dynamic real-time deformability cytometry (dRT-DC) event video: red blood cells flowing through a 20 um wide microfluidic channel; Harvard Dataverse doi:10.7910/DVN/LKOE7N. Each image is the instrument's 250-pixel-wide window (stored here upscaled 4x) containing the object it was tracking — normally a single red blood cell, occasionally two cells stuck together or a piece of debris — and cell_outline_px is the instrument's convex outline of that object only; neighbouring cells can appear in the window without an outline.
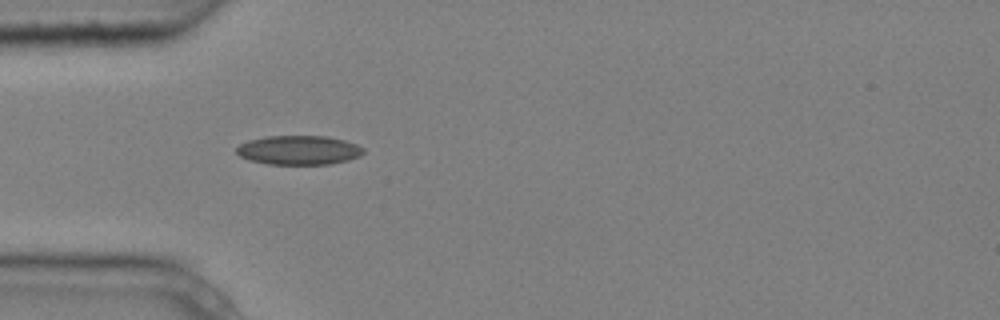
{"species": "common noctule bat (a hibernating species)", "species_latin": "Nyctalus noctula", "temperature_condition": "cold", "stored_images_in_passage": 4, "camera_frame_rate_fps": 3000, "um_per_image_px": 0.085, "animal": {"sex": "male", "body_mass_g": 20.4}, "frame": {"image": 1, "passage_image": 3, "time_ms": 0.667, "image_size_px": [1000, 320], "cell_outline_px": [[364, 152], [360, 156], [348, 160], [332, 164], [268, 164], [248, 160], [240, 156], [236, 152], [236, 148], [240, 144], [248, 140], [264, 136], [328, 136], [344, 140], [356, 144], [364, 148]], "centroid_in_image_um": [25.39, 12.76], "position_along_channel_um": 59.6, "area_um2": 21.73}}
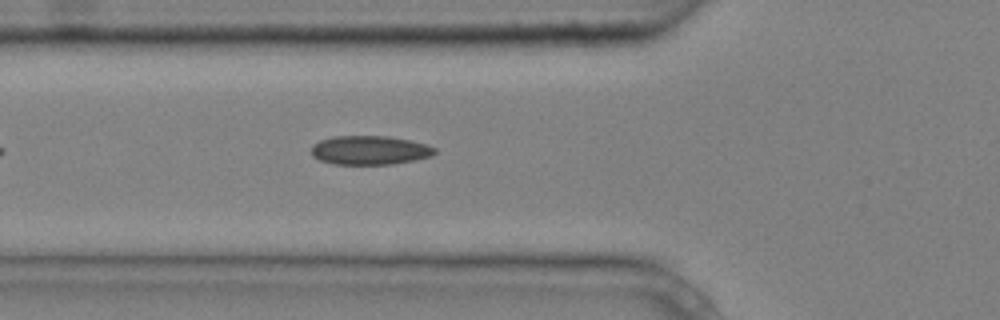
{"frame": {"image": 2, "passage_image": 4, "time_ms": 1.0, "image_size_px": [1000, 320], "cell_outline_px": [[436, 152], [432, 156], [416, 160], [392, 164], [332, 164], [320, 160], [312, 156], [312, 144], [320, 140], [332, 136], [388, 136], [428, 144], [436, 148]], "centroid_in_image_um": [31.44, 12.77], "position_along_channel_um": 94.4, "area_um2": 20.98}}